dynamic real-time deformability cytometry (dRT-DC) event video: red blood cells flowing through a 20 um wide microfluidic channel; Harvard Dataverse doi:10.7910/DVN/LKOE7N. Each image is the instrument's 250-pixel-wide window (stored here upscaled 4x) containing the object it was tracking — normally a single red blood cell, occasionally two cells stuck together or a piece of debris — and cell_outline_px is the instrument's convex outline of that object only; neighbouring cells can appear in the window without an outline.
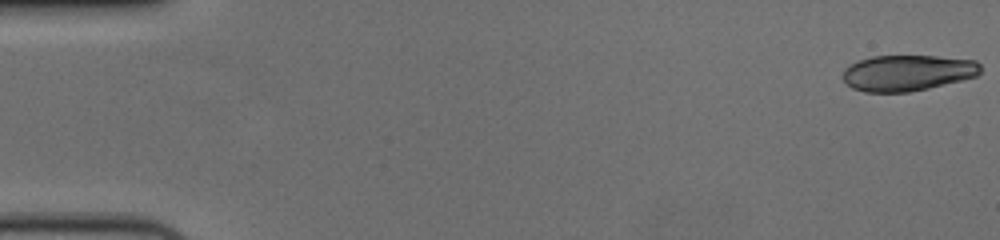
{"species": "human", "species_latin": "Homo sapiens", "temperature_condition": "cold", "stored_images_in_passage": 57, "camera_frame_rate_fps": 3000, "um_per_image_px": 0.085, "donor": {"sex": "female"}, "frame": {"image": 1, "passage_image": 1, "time_ms": 0.0, "image_size_px": [1000, 240], "cell_outline_px": [[980, 72], [976, 76], [928, 88], [908, 92], [864, 92], [852, 88], [840, 76], [844, 68], [860, 60], [872, 56], [936, 56], [976, 60], [980, 64]], "centroid_in_image_um": [77.1, 6.19], "position_along_channel_um": 7.9, "area_um2": 28.78}}
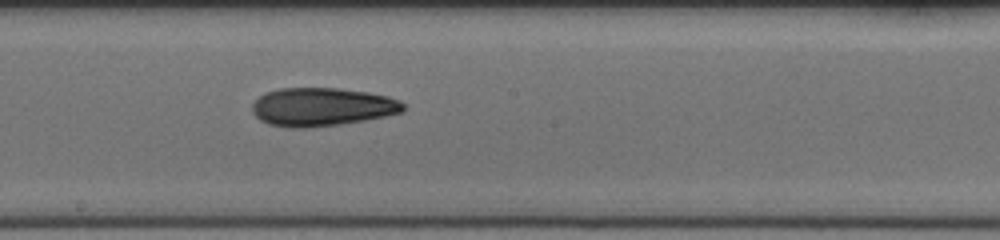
{"frame": {"image": 2, "passage_image": 32, "time_ms": 10.333, "image_size_px": [1000, 240], "cell_outline_px": [[404, 112], [364, 120], [340, 124], [308, 128], [292, 128], [268, 124], [260, 120], [252, 112], [252, 104], [264, 92], [280, 88], [336, 88], [368, 92], [388, 96], [400, 100], [404, 104]], "centroid_in_image_um": [27.36, 9.09], "position_along_channel_um": 220.8, "area_um2": 33.87}}
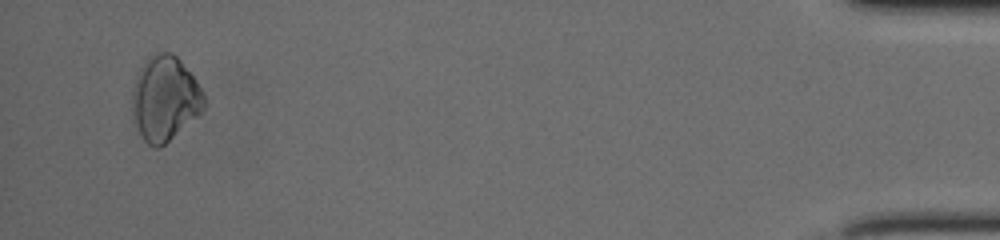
{"frame": {"image": 3, "passage_image": 55, "time_ms": 18.0, "image_size_px": [1000, 240], "cell_outline_px": [[204, 108], [196, 116], [160, 148], [156, 148], [148, 144], [144, 140], [132, 120], [132, 92], [136, 76], [144, 60], [152, 52], [172, 52], [180, 60], [196, 80], [204, 96]], "centroid_in_image_um": [13.97, 8.35], "position_along_channel_um": 421.2, "area_um2": 35.37}, "authors_computed_cell_mechanics": {"area_um2": 32.2524, "velocity_mm_per_s": 3.6517, "shape_relaxation_time_tau1_ms": 7.1839, "shape_relaxation_time_tau2_ms": null, "deformation_change_tau1": 0.1198, "deformation_change_tau2": null}}